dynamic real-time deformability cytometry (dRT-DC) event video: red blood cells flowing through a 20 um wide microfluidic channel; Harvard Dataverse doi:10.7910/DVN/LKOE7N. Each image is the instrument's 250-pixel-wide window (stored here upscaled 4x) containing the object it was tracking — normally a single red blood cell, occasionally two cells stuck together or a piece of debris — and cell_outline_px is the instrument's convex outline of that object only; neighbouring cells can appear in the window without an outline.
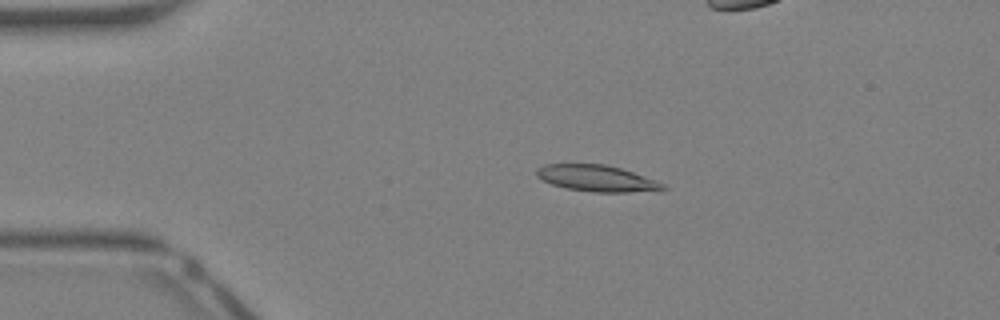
{"species": "Egyptian fruit bat (a non-hibernating species)", "species_latin": "Rousettus aegyptiacus", "temperature_condition": "warm", "stored_images_in_passage": 35, "camera_frame_rate_fps": 3000, "um_per_image_px": 0.085, "animal": {"sex": "female"}, "frame": {"image": 1, "passage_image": 1, "time_ms": 0.0, "image_size_px": [1000, 320], "cell_outline_px": [[668, 188], [628, 192], [592, 192], [568, 188], [552, 184], [536, 176], [536, 168], [544, 164], [604, 164], [620, 168], [632, 172], [664, 184]], "centroid_in_image_um": [50.65, 15.14], "position_along_channel_um": 34.3, "area_um2": 18.96}}
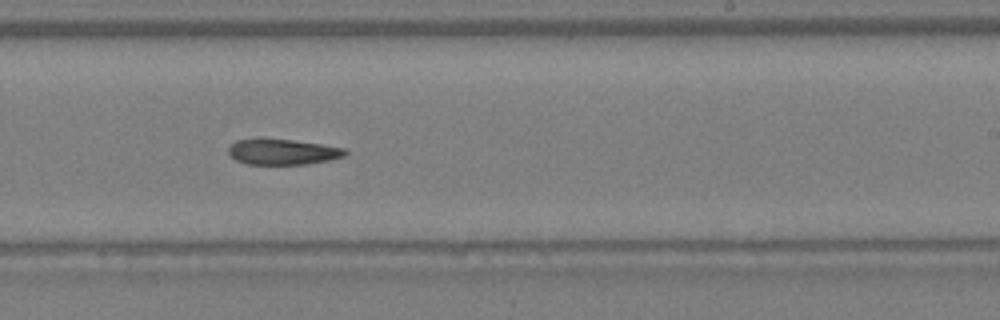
{"frame": {"image": 2, "passage_image": 18, "time_ms": 5.667, "image_size_px": [1000, 320], "cell_outline_px": [[348, 152], [344, 156], [328, 160], [304, 164], [248, 164], [236, 160], [228, 152], [228, 148], [236, 140], [256, 136], [260, 136], [292, 140], [348, 148]], "centroid_in_image_um": [23.99, 12.86], "position_along_channel_um": 265.0, "area_um2": 17.86}}
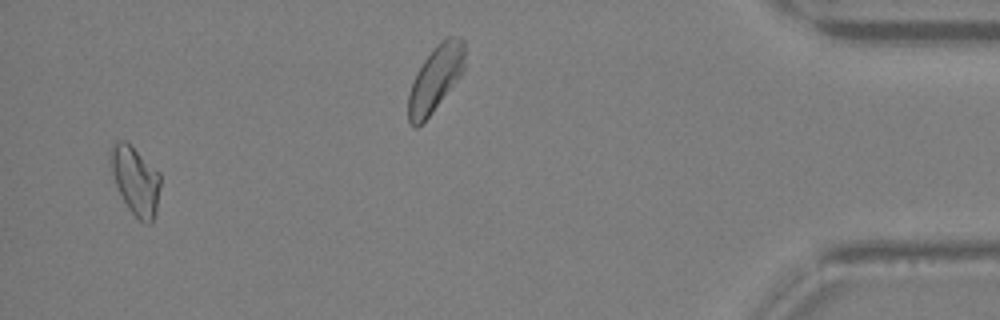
{"frame": {"image": 3, "passage_image": 33, "time_ms": 10.667, "image_size_px": [1000, 320], "cell_outline_px": [[160, 188], [156, 212], [152, 220], [148, 224], [140, 220], [128, 208], [116, 184], [112, 172], [108, 152], [112, 144], [116, 140], [124, 140], [160, 172]], "centroid_in_image_um": [11.51, 15.31], "position_along_channel_um": 423.7, "area_um2": 19.59}}